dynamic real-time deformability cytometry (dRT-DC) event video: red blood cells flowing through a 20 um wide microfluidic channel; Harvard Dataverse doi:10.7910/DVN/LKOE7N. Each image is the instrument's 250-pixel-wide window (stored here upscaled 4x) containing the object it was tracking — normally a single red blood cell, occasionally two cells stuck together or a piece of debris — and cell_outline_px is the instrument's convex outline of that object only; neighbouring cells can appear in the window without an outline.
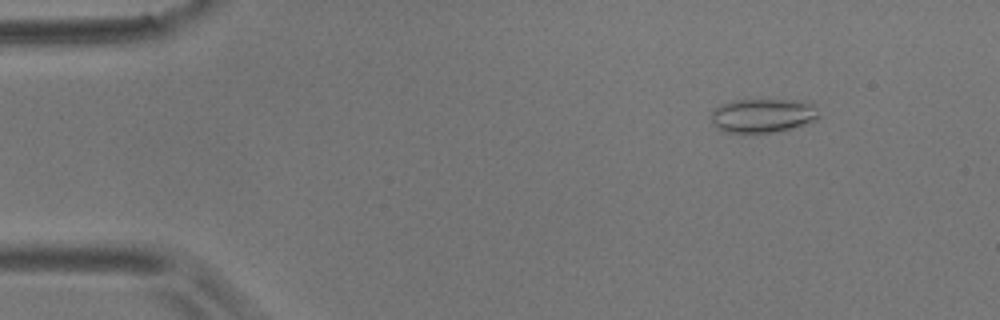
{"species": "common noctule bat (a hibernating species)", "species_latin": "Nyctalus noctula", "temperature_condition": "room temperature", "stored_images_in_passage": 5, "camera_frame_rate_fps": 3000, "um_per_image_px": 0.085, "animal": {"sex": "male", "body_mass_g": 17.9}, "frame": {"image": 1, "passage_image": 2, "time_ms": 0.333, "image_size_px": [1000, 320], "cell_outline_px": [[820, 116], [816, 120], [792, 128], [776, 132], [744, 136], [724, 132], [716, 128], [712, 120], [712, 112], [720, 104], [732, 100], [800, 100], [816, 104]], "centroid_in_image_um": [64.83, 9.86], "position_along_channel_um": 20.2, "area_um2": 22.2}}